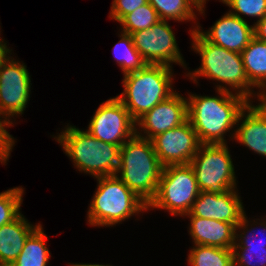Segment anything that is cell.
<instances>
[{
  "instance_id": "cell-1",
  "label": "cell",
  "mask_w": 266,
  "mask_h": 266,
  "mask_svg": "<svg viewBox=\"0 0 266 266\" xmlns=\"http://www.w3.org/2000/svg\"><path fill=\"white\" fill-rule=\"evenodd\" d=\"M215 92V96L187 92L188 121L200 144L233 142L238 116L249 103L238 94L218 89Z\"/></svg>"
},
{
  "instance_id": "cell-2",
  "label": "cell",
  "mask_w": 266,
  "mask_h": 266,
  "mask_svg": "<svg viewBox=\"0 0 266 266\" xmlns=\"http://www.w3.org/2000/svg\"><path fill=\"white\" fill-rule=\"evenodd\" d=\"M191 50L200 56V66L187 68L186 79L199 86V78L215 81V90L228 91L243 96L249 102L257 101L259 92L249 83L240 53L229 51L207 41L197 30L189 33Z\"/></svg>"
},
{
  "instance_id": "cell-3",
  "label": "cell",
  "mask_w": 266,
  "mask_h": 266,
  "mask_svg": "<svg viewBox=\"0 0 266 266\" xmlns=\"http://www.w3.org/2000/svg\"><path fill=\"white\" fill-rule=\"evenodd\" d=\"M52 138L62 147L73 167L93 178L113 176L119 167L120 146L96 139L86 129L67 123Z\"/></svg>"
},
{
  "instance_id": "cell-4",
  "label": "cell",
  "mask_w": 266,
  "mask_h": 266,
  "mask_svg": "<svg viewBox=\"0 0 266 266\" xmlns=\"http://www.w3.org/2000/svg\"><path fill=\"white\" fill-rule=\"evenodd\" d=\"M97 188L88 206L87 224L113 227L147 212V204L116 175L95 178Z\"/></svg>"
},
{
  "instance_id": "cell-5",
  "label": "cell",
  "mask_w": 266,
  "mask_h": 266,
  "mask_svg": "<svg viewBox=\"0 0 266 266\" xmlns=\"http://www.w3.org/2000/svg\"><path fill=\"white\" fill-rule=\"evenodd\" d=\"M174 69L166 65L147 64L143 69L123 75V91L116 97L137 121L176 90Z\"/></svg>"
},
{
  "instance_id": "cell-6",
  "label": "cell",
  "mask_w": 266,
  "mask_h": 266,
  "mask_svg": "<svg viewBox=\"0 0 266 266\" xmlns=\"http://www.w3.org/2000/svg\"><path fill=\"white\" fill-rule=\"evenodd\" d=\"M162 168L152 141L135 134L120 147L115 175L148 205L156 195Z\"/></svg>"
},
{
  "instance_id": "cell-7",
  "label": "cell",
  "mask_w": 266,
  "mask_h": 266,
  "mask_svg": "<svg viewBox=\"0 0 266 266\" xmlns=\"http://www.w3.org/2000/svg\"><path fill=\"white\" fill-rule=\"evenodd\" d=\"M199 194L190 164L167 165L162 168L156 195L147 205V211L165 210L171 216L184 217Z\"/></svg>"
},
{
  "instance_id": "cell-8",
  "label": "cell",
  "mask_w": 266,
  "mask_h": 266,
  "mask_svg": "<svg viewBox=\"0 0 266 266\" xmlns=\"http://www.w3.org/2000/svg\"><path fill=\"white\" fill-rule=\"evenodd\" d=\"M228 144H201L189 163L200 191L238 189L235 166Z\"/></svg>"
},
{
  "instance_id": "cell-9",
  "label": "cell",
  "mask_w": 266,
  "mask_h": 266,
  "mask_svg": "<svg viewBox=\"0 0 266 266\" xmlns=\"http://www.w3.org/2000/svg\"><path fill=\"white\" fill-rule=\"evenodd\" d=\"M131 36L135 48L147 64L173 68L175 63L186 71L188 64L181 54L175 32L168 20H160L151 28L136 31Z\"/></svg>"
},
{
  "instance_id": "cell-10",
  "label": "cell",
  "mask_w": 266,
  "mask_h": 266,
  "mask_svg": "<svg viewBox=\"0 0 266 266\" xmlns=\"http://www.w3.org/2000/svg\"><path fill=\"white\" fill-rule=\"evenodd\" d=\"M13 54V56H11ZM0 67V109L15 124L24 114L31 95V75L14 53ZM17 59V60H16Z\"/></svg>"
},
{
  "instance_id": "cell-11",
  "label": "cell",
  "mask_w": 266,
  "mask_h": 266,
  "mask_svg": "<svg viewBox=\"0 0 266 266\" xmlns=\"http://www.w3.org/2000/svg\"><path fill=\"white\" fill-rule=\"evenodd\" d=\"M87 126L96 139L120 147L136 134V121L116 96L99 105Z\"/></svg>"
},
{
  "instance_id": "cell-12",
  "label": "cell",
  "mask_w": 266,
  "mask_h": 266,
  "mask_svg": "<svg viewBox=\"0 0 266 266\" xmlns=\"http://www.w3.org/2000/svg\"><path fill=\"white\" fill-rule=\"evenodd\" d=\"M160 164H189L201 145L188 119L173 129L155 136L152 140Z\"/></svg>"
},
{
  "instance_id": "cell-13",
  "label": "cell",
  "mask_w": 266,
  "mask_h": 266,
  "mask_svg": "<svg viewBox=\"0 0 266 266\" xmlns=\"http://www.w3.org/2000/svg\"><path fill=\"white\" fill-rule=\"evenodd\" d=\"M188 119L187 98L176 91L136 121V134L152 140Z\"/></svg>"
},
{
  "instance_id": "cell-14",
  "label": "cell",
  "mask_w": 266,
  "mask_h": 266,
  "mask_svg": "<svg viewBox=\"0 0 266 266\" xmlns=\"http://www.w3.org/2000/svg\"><path fill=\"white\" fill-rule=\"evenodd\" d=\"M238 189L223 192L200 191L193 206L185 216H198L232 223L235 227L246 213Z\"/></svg>"
},
{
  "instance_id": "cell-15",
  "label": "cell",
  "mask_w": 266,
  "mask_h": 266,
  "mask_svg": "<svg viewBox=\"0 0 266 266\" xmlns=\"http://www.w3.org/2000/svg\"><path fill=\"white\" fill-rule=\"evenodd\" d=\"M248 22L226 12L209 29L204 30L199 23L196 30L207 41L229 51L241 53L255 36L254 25H249Z\"/></svg>"
},
{
  "instance_id": "cell-16",
  "label": "cell",
  "mask_w": 266,
  "mask_h": 266,
  "mask_svg": "<svg viewBox=\"0 0 266 266\" xmlns=\"http://www.w3.org/2000/svg\"><path fill=\"white\" fill-rule=\"evenodd\" d=\"M256 104L249 102L239 114L233 142L266 158V107Z\"/></svg>"
},
{
  "instance_id": "cell-17",
  "label": "cell",
  "mask_w": 266,
  "mask_h": 266,
  "mask_svg": "<svg viewBox=\"0 0 266 266\" xmlns=\"http://www.w3.org/2000/svg\"><path fill=\"white\" fill-rule=\"evenodd\" d=\"M190 220L188 235L193 245H208L232 249L235 244L236 227L229 222L204 219L198 216H184Z\"/></svg>"
},
{
  "instance_id": "cell-18",
  "label": "cell",
  "mask_w": 266,
  "mask_h": 266,
  "mask_svg": "<svg viewBox=\"0 0 266 266\" xmlns=\"http://www.w3.org/2000/svg\"><path fill=\"white\" fill-rule=\"evenodd\" d=\"M41 224H32L21 213L0 227V266H10L21 253L28 236Z\"/></svg>"
},
{
  "instance_id": "cell-19",
  "label": "cell",
  "mask_w": 266,
  "mask_h": 266,
  "mask_svg": "<svg viewBox=\"0 0 266 266\" xmlns=\"http://www.w3.org/2000/svg\"><path fill=\"white\" fill-rule=\"evenodd\" d=\"M240 54L249 83L260 92L266 86V42L254 36Z\"/></svg>"
},
{
  "instance_id": "cell-20",
  "label": "cell",
  "mask_w": 266,
  "mask_h": 266,
  "mask_svg": "<svg viewBox=\"0 0 266 266\" xmlns=\"http://www.w3.org/2000/svg\"><path fill=\"white\" fill-rule=\"evenodd\" d=\"M46 239L49 238L40 224L28 236L21 253L10 266H48L52 254Z\"/></svg>"
},
{
  "instance_id": "cell-21",
  "label": "cell",
  "mask_w": 266,
  "mask_h": 266,
  "mask_svg": "<svg viewBox=\"0 0 266 266\" xmlns=\"http://www.w3.org/2000/svg\"><path fill=\"white\" fill-rule=\"evenodd\" d=\"M148 3L157 11L160 20H168L173 22H193L192 29L188 33L193 32L199 25V10L189 0H148Z\"/></svg>"
},
{
  "instance_id": "cell-22",
  "label": "cell",
  "mask_w": 266,
  "mask_h": 266,
  "mask_svg": "<svg viewBox=\"0 0 266 266\" xmlns=\"http://www.w3.org/2000/svg\"><path fill=\"white\" fill-rule=\"evenodd\" d=\"M235 243L240 248H266V215L250 219L245 213L236 226Z\"/></svg>"
},
{
  "instance_id": "cell-23",
  "label": "cell",
  "mask_w": 266,
  "mask_h": 266,
  "mask_svg": "<svg viewBox=\"0 0 266 266\" xmlns=\"http://www.w3.org/2000/svg\"><path fill=\"white\" fill-rule=\"evenodd\" d=\"M120 33V34H119ZM120 40L113 47V56L116 64L120 67L122 74L143 69L147 63L135 48L132 36L122 31L118 32Z\"/></svg>"
},
{
  "instance_id": "cell-24",
  "label": "cell",
  "mask_w": 266,
  "mask_h": 266,
  "mask_svg": "<svg viewBox=\"0 0 266 266\" xmlns=\"http://www.w3.org/2000/svg\"><path fill=\"white\" fill-rule=\"evenodd\" d=\"M187 255V265L190 266H232V249L208 245H193Z\"/></svg>"
},
{
  "instance_id": "cell-25",
  "label": "cell",
  "mask_w": 266,
  "mask_h": 266,
  "mask_svg": "<svg viewBox=\"0 0 266 266\" xmlns=\"http://www.w3.org/2000/svg\"><path fill=\"white\" fill-rule=\"evenodd\" d=\"M160 21L157 11L150 3L140 6L132 13L125 15L118 23L120 31L132 34L139 30L151 28Z\"/></svg>"
},
{
  "instance_id": "cell-26",
  "label": "cell",
  "mask_w": 266,
  "mask_h": 266,
  "mask_svg": "<svg viewBox=\"0 0 266 266\" xmlns=\"http://www.w3.org/2000/svg\"><path fill=\"white\" fill-rule=\"evenodd\" d=\"M24 189L18 186L0 192V227L12 222L22 213Z\"/></svg>"
},
{
  "instance_id": "cell-27",
  "label": "cell",
  "mask_w": 266,
  "mask_h": 266,
  "mask_svg": "<svg viewBox=\"0 0 266 266\" xmlns=\"http://www.w3.org/2000/svg\"><path fill=\"white\" fill-rule=\"evenodd\" d=\"M223 4L230 8L229 13L244 21H247V16L255 18L253 25L266 15V0H226Z\"/></svg>"
},
{
  "instance_id": "cell-28",
  "label": "cell",
  "mask_w": 266,
  "mask_h": 266,
  "mask_svg": "<svg viewBox=\"0 0 266 266\" xmlns=\"http://www.w3.org/2000/svg\"><path fill=\"white\" fill-rule=\"evenodd\" d=\"M233 264L236 266H266V248H240L236 243L232 248Z\"/></svg>"
},
{
  "instance_id": "cell-29",
  "label": "cell",
  "mask_w": 266,
  "mask_h": 266,
  "mask_svg": "<svg viewBox=\"0 0 266 266\" xmlns=\"http://www.w3.org/2000/svg\"><path fill=\"white\" fill-rule=\"evenodd\" d=\"M14 127V123L0 109V163L7 165L11 152L15 147L16 138H14L8 129Z\"/></svg>"
},
{
  "instance_id": "cell-30",
  "label": "cell",
  "mask_w": 266,
  "mask_h": 266,
  "mask_svg": "<svg viewBox=\"0 0 266 266\" xmlns=\"http://www.w3.org/2000/svg\"><path fill=\"white\" fill-rule=\"evenodd\" d=\"M148 3V0H113L110 6L109 18L119 22L125 15Z\"/></svg>"
},
{
  "instance_id": "cell-31",
  "label": "cell",
  "mask_w": 266,
  "mask_h": 266,
  "mask_svg": "<svg viewBox=\"0 0 266 266\" xmlns=\"http://www.w3.org/2000/svg\"><path fill=\"white\" fill-rule=\"evenodd\" d=\"M254 35L266 42V15L254 25Z\"/></svg>"
},
{
  "instance_id": "cell-32",
  "label": "cell",
  "mask_w": 266,
  "mask_h": 266,
  "mask_svg": "<svg viewBox=\"0 0 266 266\" xmlns=\"http://www.w3.org/2000/svg\"><path fill=\"white\" fill-rule=\"evenodd\" d=\"M12 48L10 49L9 44L0 43V67L2 63L8 58L10 54H12Z\"/></svg>"
},
{
  "instance_id": "cell-33",
  "label": "cell",
  "mask_w": 266,
  "mask_h": 266,
  "mask_svg": "<svg viewBox=\"0 0 266 266\" xmlns=\"http://www.w3.org/2000/svg\"><path fill=\"white\" fill-rule=\"evenodd\" d=\"M198 10L199 15L205 16V8H206V2L209 0H189Z\"/></svg>"
},
{
  "instance_id": "cell-34",
  "label": "cell",
  "mask_w": 266,
  "mask_h": 266,
  "mask_svg": "<svg viewBox=\"0 0 266 266\" xmlns=\"http://www.w3.org/2000/svg\"><path fill=\"white\" fill-rule=\"evenodd\" d=\"M256 103L266 107V86L259 92Z\"/></svg>"
},
{
  "instance_id": "cell-35",
  "label": "cell",
  "mask_w": 266,
  "mask_h": 266,
  "mask_svg": "<svg viewBox=\"0 0 266 266\" xmlns=\"http://www.w3.org/2000/svg\"><path fill=\"white\" fill-rule=\"evenodd\" d=\"M68 266H114L113 264H97V263H68Z\"/></svg>"
},
{
  "instance_id": "cell-36",
  "label": "cell",
  "mask_w": 266,
  "mask_h": 266,
  "mask_svg": "<svg viewBox=\"0 0 266 266\" xmlns=\"http://www.w3.org/2000/svg\"><path fill=\"white\" fill-rule=\"evenodd\" d=\"M1 24V23H0ZM1 26H0V36H1ZM0 43H8L4 38L0 37Z\"/></svg>"
}]
</instances>
